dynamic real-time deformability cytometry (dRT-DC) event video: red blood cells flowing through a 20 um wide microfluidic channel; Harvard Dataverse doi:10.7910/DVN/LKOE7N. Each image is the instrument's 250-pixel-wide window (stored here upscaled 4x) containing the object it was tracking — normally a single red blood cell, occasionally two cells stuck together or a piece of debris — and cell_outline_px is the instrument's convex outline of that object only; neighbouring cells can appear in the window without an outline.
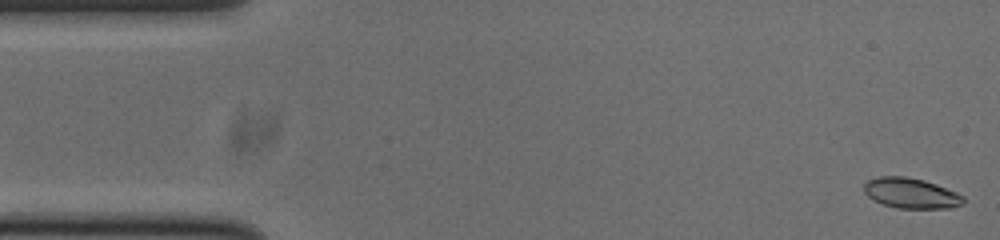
{"species": "common noctule bat (a hibernating species)", "species_latin": "Nyctalus noctula", "temperature_condition": "cold", "stored_images_in_passage": 53, "camera_frame_rate_fps": 3000, "um_per_image_px": 0.085, "animal": {"sex": "male", "body_mass_g": 20.0, "forearm_length_mm": 53.3}, "frame": {"image": 1, "passage_image": 1, "time_ms": 0.0, "image_size_px": [1000, 240], "cell_outline_px": [[964, 200], [960, 204], [952, 208], [900, 208], [884, 204], [868, 196], [864, 192], [864, 184], [868, 180], [880, 176], [904, 176], [924, 180], [936, 184], [956, 192], [964, 196]], "centroid_in_image_um": [77.44, 16.41], "position_along_channel_um": 7.6, "area_um2": 17.34}}
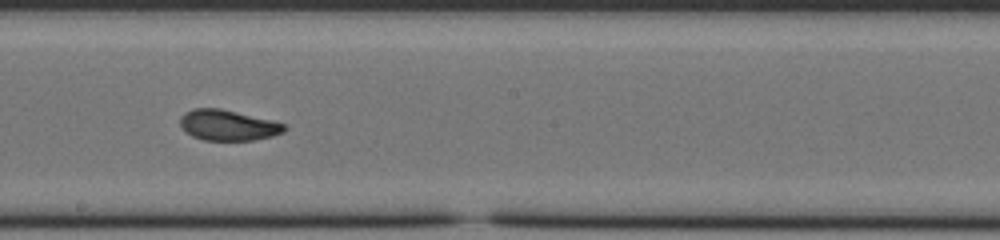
{"frame": {"image": 2, "passage_image": 28, "time_ms": 9.0, "image_size_px": [1000, 240], "cell_outline_px": [[288, 128], [284, 132], [272, 136], [252, 140], [204, 140], [192, 136], [180, 124], [180, 116], [184, 112], [192, 108], [220, 108], [272, 120], [284, 124]], "centroid_in_image_um": [19.38, 10.63], "position_along_channel_um": 228.8, "area_um2": 18.55}}
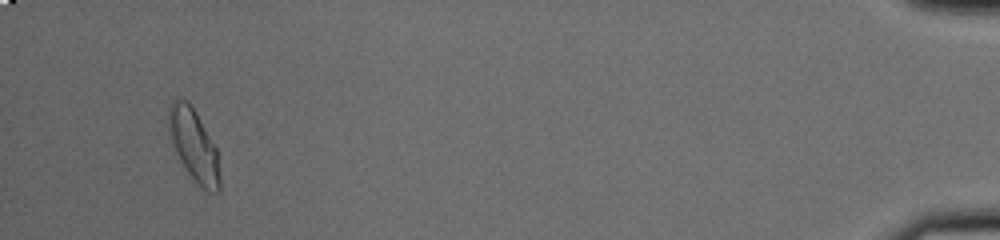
{"frame": {"image": 3, "passage_image": 50, "time_ms": 16.333, "image_size_px": [1000, 240], "cell_outline_px": [[220, 192], [208, 192], [188, 172], [180, 160], [176, 152], [168, 132], [168, 108], [172, 100], [176, 96], [188, 100], [196, 112], [216, 148], [220, 176]], "centroid_in_image_um": [16.45, 12.28], "position_along_channel_um": 418.7, "area_um2": 21.33}, "authors_computed_cell_mechanics": {"area_um2": 18.5538, "velocity_mm_per_s": 3.7811, "shape_relaxation_time_tau1_ms": 9.1515, "shape_relaxation_time_tau2_ms": 0.9621, "deformation_change_tau1": 0.2094, "deformation_change_tau2": 0.0532}}